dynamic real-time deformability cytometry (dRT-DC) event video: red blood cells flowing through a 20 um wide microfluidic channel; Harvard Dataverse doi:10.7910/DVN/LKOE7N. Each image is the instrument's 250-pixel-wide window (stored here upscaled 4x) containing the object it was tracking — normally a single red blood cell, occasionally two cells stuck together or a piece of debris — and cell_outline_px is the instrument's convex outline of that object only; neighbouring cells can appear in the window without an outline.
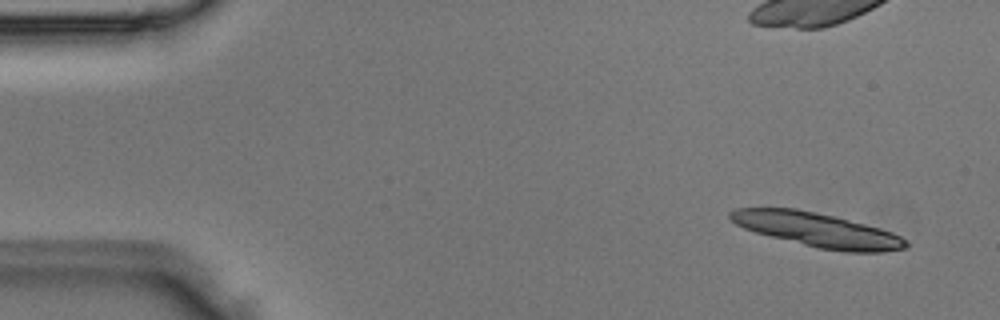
{"species": "Egyptian fruit bat (a non-hibernating species)", "species_latin": "Rousettus aegyptiacus", "temperature_condition": "room temperature", "stored_images_in_passage": 4, "camera_frame_rate_fps": 3000, "um_per_image_px": 0.085, "animal": {"sex": "male"}, "frame": {"image": 1, "passage_image": 1, "time_ms": 0.0, "image_size_px": [1000, 320], "cell_outline_px": [[908, 244], [904, 248], [880, 252], [844, 252], [820, 248], [756, 232], [744, 228], [736, 224], [728, 216], [728, 212], [736, 208], [796, 208], [816, 212], [880, 228], [892, 232], [908, 240]], "centroid_in_image_um": [69.47, 19.53], "position_along_channel_um": 15.5, "area_um2": 34.45}}